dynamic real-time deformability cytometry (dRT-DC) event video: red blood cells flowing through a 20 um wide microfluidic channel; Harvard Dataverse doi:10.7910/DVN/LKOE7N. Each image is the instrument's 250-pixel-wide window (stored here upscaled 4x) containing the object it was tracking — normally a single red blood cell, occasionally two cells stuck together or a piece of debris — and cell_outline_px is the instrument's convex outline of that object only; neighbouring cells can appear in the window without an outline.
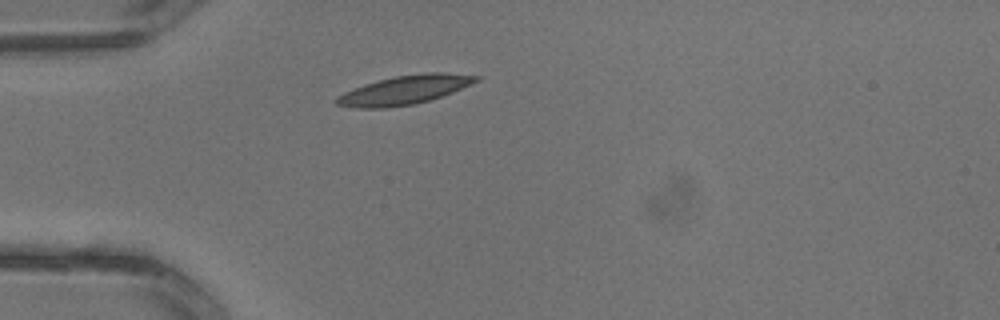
{"species": "common noctule bat (a hibernating species)", "species_latin": "Nyctalus noctula", "temperature_condition": "warm", "stored_images_in_passage": 4, "camera_frame_rate_fps": 3000, "um_per_image_px": 0.085, "animal": {"sex": "male", "body_mass_g": 13.3}, "frame": {"image": 1, "passage_image": 4, "time_ms": 1.0, "image_size_px": [1000, 320], "cell_outline_px": [[480, 80], [472, 84], [452, 92], [428, 100], [412, 104], [388, 108], [356, 108], [336, 104], [336, 96], [344, 92], [364, 84], [396, 76], [428, 72], [444, 72], [480, 76]], "centroid_in_image_um": [34.39, 7.64], "position_along_channel_um": 50.6, "area_um2": 23.24}}